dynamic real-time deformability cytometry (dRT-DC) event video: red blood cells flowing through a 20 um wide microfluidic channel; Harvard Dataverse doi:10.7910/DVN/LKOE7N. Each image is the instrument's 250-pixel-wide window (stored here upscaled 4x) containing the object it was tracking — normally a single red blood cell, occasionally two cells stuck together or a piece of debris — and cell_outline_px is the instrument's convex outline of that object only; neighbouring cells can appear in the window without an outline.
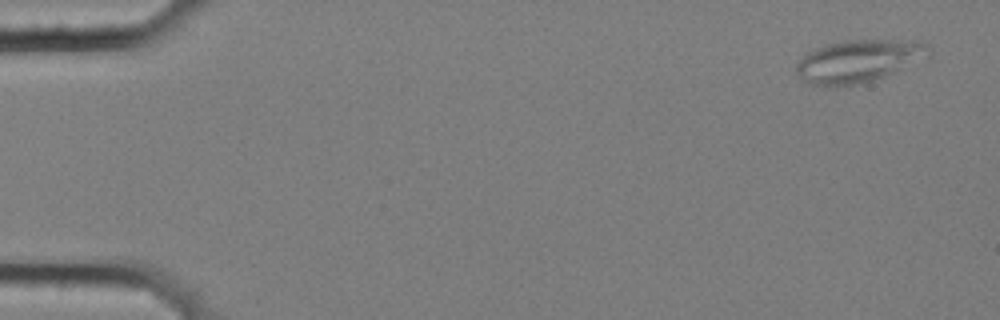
{"species": "common noctule bat (a hibernating species)", "species_latin": "Nyctalus noctula", "temperature_condition": "cold", "stored_images_in_passage": 4, "camera_frame_rate_fps": 3000, "um_per_image_px": 0.085, "animal": {"sex": "female", "body_mass_g": 25.1}, "frame": {"image": 1, "passage_image": 1, "time_ms": 0.0, "image_size_px": [1000, 320], "cell_outline_px": [[932, 56], [884, 76], [872, 80], [852, 84], [828, 88], [808, 84], [800, 80], [796, 72], [796, 64], [812, 48], [844, 40], [920, 40], [928, 44], [932, 48]], "centroid_in_image_um": [72.99, 5.18], "position_along_channel_um": 12.0, "area_um2": 33.41}}
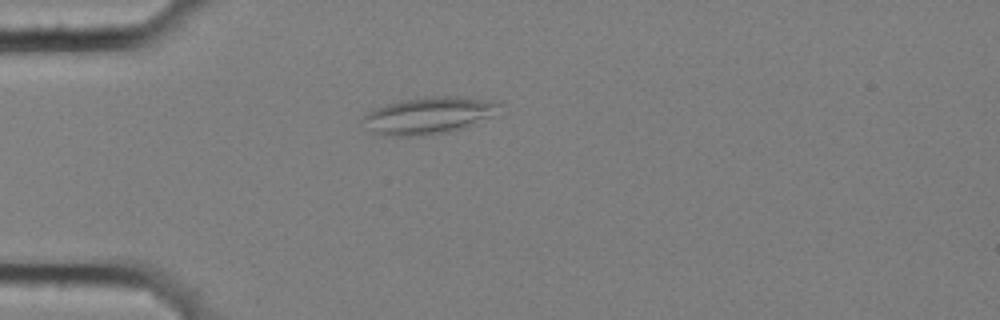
{"frame": {"image": 2, "passage_image": 4, "time_ms": 1.0, "image_size_px": [1000, 320], "cell_outline_px": [[504, 104], [488, 116], [464, 128], [448, 132], [408, 136], [384, 136], [372, 132], [360, 120], [368, 112], [376, 108], [400, 100], [424, 96], [456, 96], [492, 100]], "centroid_in_image_um": [36.38, 9.8], "position_along_channel_um": 48.6, "area_um2": 29.13}}